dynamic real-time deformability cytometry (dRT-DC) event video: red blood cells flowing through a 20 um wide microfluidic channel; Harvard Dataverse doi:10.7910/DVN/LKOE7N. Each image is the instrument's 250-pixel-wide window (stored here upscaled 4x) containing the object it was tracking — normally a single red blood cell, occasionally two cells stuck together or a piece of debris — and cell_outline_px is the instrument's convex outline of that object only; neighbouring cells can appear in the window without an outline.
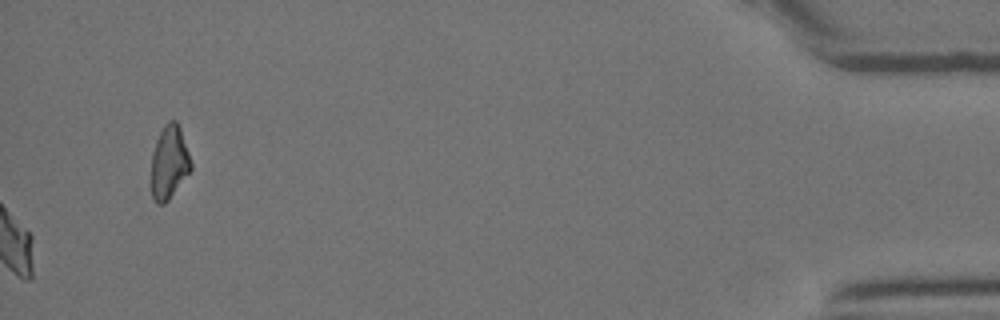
{"species": "Egyptian fruit bat (a non-hibernating species)", "species_latin": "Rousettus aegyptiacus", "temperature_condition": "room temperature", "stored_images_in_passage": 30, "camera_frame_rate_fps": 3000, "um_per_image_px": 0.085, "animal": {"sex": "female"}, "frame": {"image": 1, "passage_image": 30, "time_ms": 9.667, "image_size_px": [1000, 320], "cell_outline_px": [[192, 168], [168, 200], [164, 204], [156, 204], [152, 200], [152, 152], [156, 140], [164, 124], [168, 120], [176, 120], [180, 128], [192, 164]], "centroid_in_image_um": [14.37, 13.8], "position_along_channel_um": 420.8, "area_um2": 16.82}}